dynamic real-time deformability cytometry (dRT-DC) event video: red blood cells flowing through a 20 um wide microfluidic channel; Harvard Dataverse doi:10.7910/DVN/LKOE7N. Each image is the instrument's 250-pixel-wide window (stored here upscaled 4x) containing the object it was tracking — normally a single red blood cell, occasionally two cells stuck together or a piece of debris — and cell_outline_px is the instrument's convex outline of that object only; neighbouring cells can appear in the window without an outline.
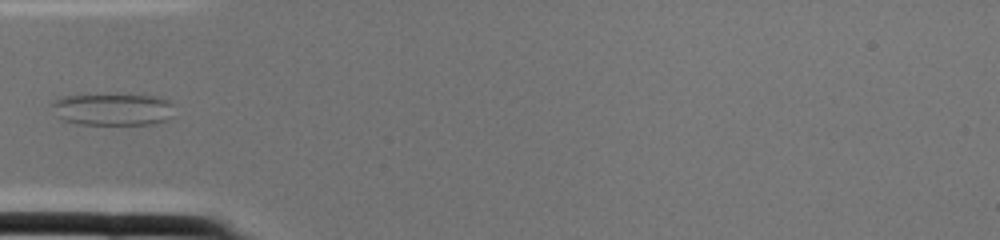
{"species": "common noctule bat (a hibernating species)", "species_latin": "Nyctalus noctula", "temperature_condition": "cold", "stored_images_in_passage": 1, "camera_frame_rate_fps": 3000, "um_per_image_px": 0.085, "animal": {"sex": "female", "body_mass_g": 22.0, "forearm_length_mm": 56.7}, "frame": {"image": 1, "passage_image": 1, "time_ms": 0.0, "image_size_px": [1000, 240], "cell_outline_px": [[172, 104], [168, 120], [152, 124], [80, 124], [64, 120], [56, 116], [52, 104], [56, 100], [64, 96], [156, 96], [168, 100]], "centroid_in_image_um": [9.58, 9.32], "position_along_channel_um": 75.4, "area_um2": 22.08}}